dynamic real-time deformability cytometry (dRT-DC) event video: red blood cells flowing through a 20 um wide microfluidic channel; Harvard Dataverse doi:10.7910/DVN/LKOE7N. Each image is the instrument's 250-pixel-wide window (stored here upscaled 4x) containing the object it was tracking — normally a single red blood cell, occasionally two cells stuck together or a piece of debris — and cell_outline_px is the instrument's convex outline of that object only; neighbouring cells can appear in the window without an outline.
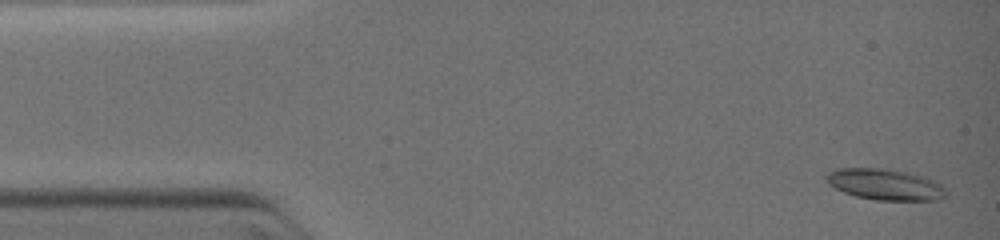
{"species": "common noctule bat (a hibernating species)", "species_latin": "Nyctalus noctula", "temperature_condition": "warm", "stored_images_in_passage": 6, "camera_frame_rate_fps": 3000, "um_per_image_px": 0.085, "animal": {"sex": "female", "body_mass_g": 19.0, "forearm_length_mm": 51.5}, "frame": {"image": 1, "passage_image": 1, "time_ms": 0.0, "image_size_px": [1000, 240], "cell_outline_px": [[948, 192], [940, 200], [876, 200], [856, 196], [844, 192], [828, 184], [824, 180], [824, 176], [828, 172], [836, 168], [880, 168], [908, 172], [924, 176], [940, 184]], "centroid_in_image_um": [75.2, 15.67], "position_along_channel_um": 9.8, "area_um2": 21.79}}
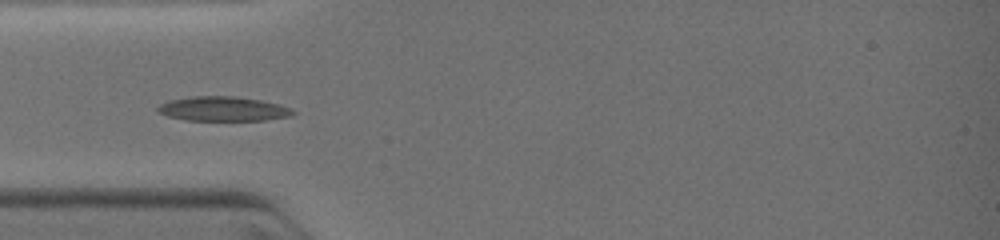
{"frame": {"image": 2, "passage_image": 4, "time_ms": 3.333, "image_size_px": [1000, 240], "cell_outline_px": [[296, 112], [292, 116], [264, 120], [184, 120], [168, 116], [156, 112], [156, 108], [160, 104], [172, 100], [192, 96], [236, 96], [260, 100], [280, 104], [292, 108]], "centroid_in_image_um": [18.98, 9.25], "position_along_channel_um": 66.0, "area_um2": 19.36}}
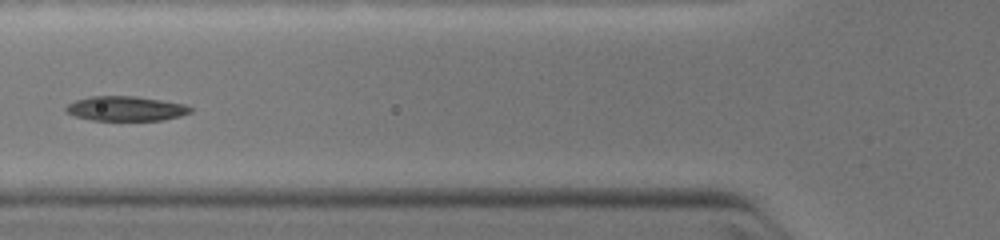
{"frame": {"image": 3, "passage_image": 5, "time_ms": 4.333, "image_size_px": [1000, 240], "cell_outline_px": [[192, 112], [180, 116], [164, 120], [92, 120], [76, 116], [68, 112], [64, 108], [68, 104], [76, 100], [92, 96], [136, 96], [184, 104], [192, 108]], "centroid_in_image_um": [10.71, 9.23], "position_along_channel_um": 115.1, "area_um2": 17.74}}